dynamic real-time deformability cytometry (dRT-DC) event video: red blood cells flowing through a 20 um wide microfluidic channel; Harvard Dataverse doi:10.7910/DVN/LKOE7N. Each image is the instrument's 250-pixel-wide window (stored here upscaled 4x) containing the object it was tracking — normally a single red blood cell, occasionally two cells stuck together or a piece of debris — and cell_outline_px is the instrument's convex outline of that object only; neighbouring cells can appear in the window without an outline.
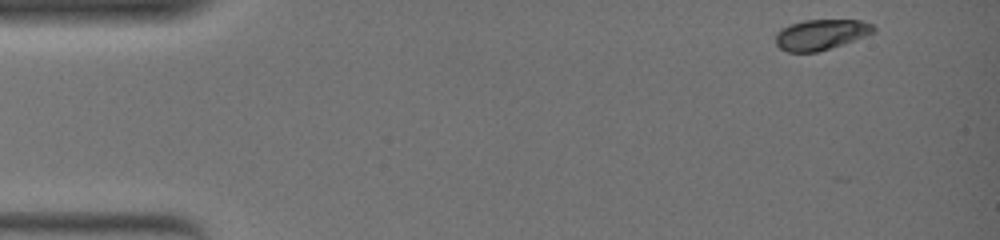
{"species": "common noctule bat (a hibernating species)", "species_latin": "Nyctalus noctula", "temperature_condition": "warm", "stored_images_in_passage": 46, "camera_frame_rate_fps": 3000, "um_per_image_px": 0.085, "animal": {"sex": "female", "body_mass_g": 19.0, "forearm_length_mm": 51.5}, "frame": {"image": 1, "passage_image": 1, "time_ms": 0.0, "image_size_px": [1000, 240], "cell_outline_px": [[876, 32], [816, 52], [788, 52], [780, 48], [776, 44], [776, 32], [780, 28], [804, 20], [860, 20], [872, 24], [876, 28]], "centroid_in_image_um": [69.75, 2.93], "position_along_channel_um": 15.2, "area_um2": 17.17}}
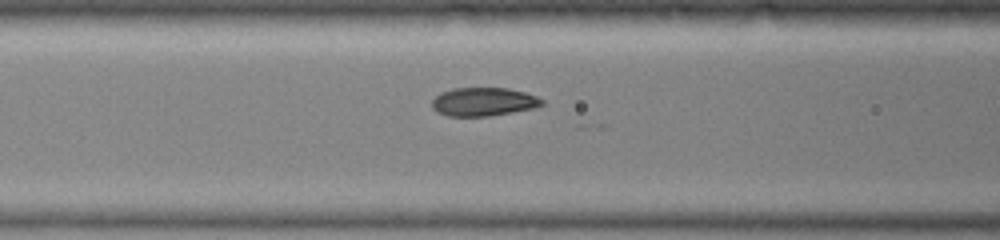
{"frame": {"image": 2, "passage_image": 19, "time_ms": 6.0, "image_size_px": [1000, 240], "cell_outline_px": [[544, 104], [536, 108], [488, 116], [448, 116], [436, 112], [432, 108], [432, 100], [440, 92], [452, 88], [508, 88], [524, 92], [536, 96], [544, 100]], "centroid_in_image_um": [41.09, 8.65], "position_along_channel_um": 125.5, "area_um2": 18.38}}
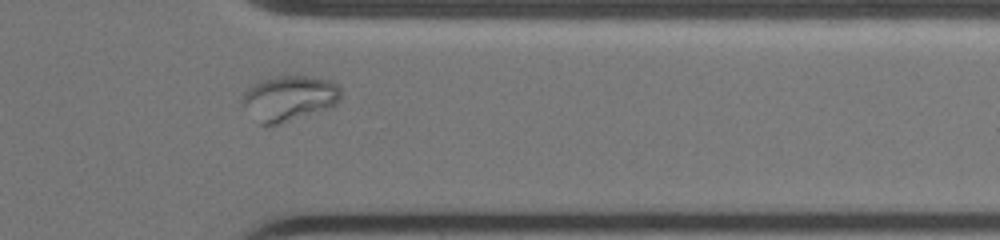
{"frame": {"image": 3, "passage_image": 40, "time_ms": 13.0, "image_size_px": [1000, 240], "cell_outline_px": [[340, 96], [336, 104], [332, 108], [280, 124], [256, 124], [240, 100], [244, 92], [252, 84], [268, 76], [304, 76], [332, 80], [340, 88]], "centroid_in_image_um": [24.55, 8.35], "position_along_channel_um": 386.8, "area_um2": 26.47}, "authors_computed_cell_mechanics": {"area_um2": 18.7272, "velocity_mm_per_s": 3.7287, "shape_relaxation_time_tau1_ms": 6.7094, "shape_relaxation_time_tau2_ms": null, "deformation_change_tau1": 0.2183, "deformation_change_tau2": null}}